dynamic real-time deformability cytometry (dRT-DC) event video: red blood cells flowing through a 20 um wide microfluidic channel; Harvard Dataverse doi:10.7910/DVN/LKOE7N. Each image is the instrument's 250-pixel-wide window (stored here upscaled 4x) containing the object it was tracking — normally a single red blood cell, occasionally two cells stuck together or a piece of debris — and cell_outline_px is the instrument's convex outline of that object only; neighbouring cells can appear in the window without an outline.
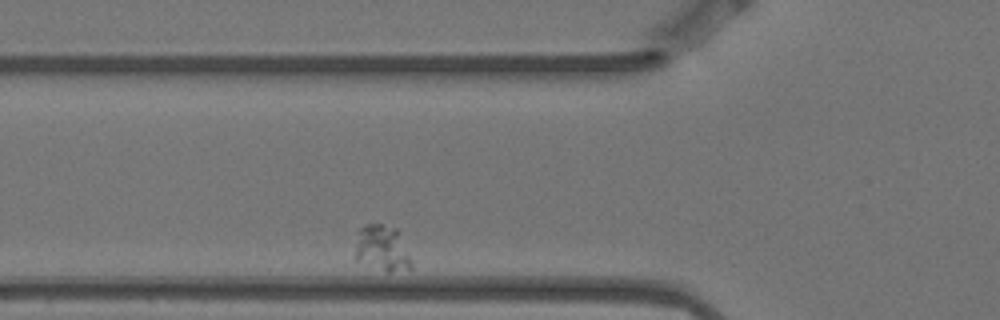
{"species": "Egyptian fruit bat (a non-hibernating species)", "species_latin": "Rousettus aegyptiacus", "temperature_condition": "warm", "stored_images_in_passage": 2, "camera_frame_rate_fps": 3000, "um_per_image_px": 0.085, "animal": {"sex": "female"}, "frame": {"image": 1, "passage_image": 2, "time_ms": 0.333, "image_size_px": [1000, 320], "cell_outline_px": [[412, 268], [388, 272], [356, 260], [356, 244], [360, 228], [364, 224], [380, 224], [396, 228], [412, 264]], "centroid_in_image_um": [32.46, 21.1], "position_along_channel_um": 93.3, "area_um2": 14.51}}